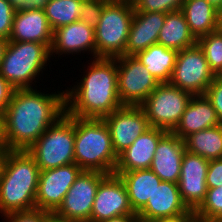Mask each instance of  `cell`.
Instances as JSON below:
<instances>
[{"instance_id":"1","label":"cell","mask_w":222,"mask_h":222,"mask_svg":"<svg viewBox=\"0 0 222 222\" xmlns=\"http://www.w3.org/2000/svg\"><path fill=\"white\" fill-rule=\"evenodd\" d=\"M34 88L15 89L6 108L3 120L8 150H27L65 114V90L49 94Z\"/></svg>"},{"instance_id":"2","label":"cell","mask_w":222,"mask_h":222,"mask_svg":"<svg viewBox=\"0 0 222 222\" xmlns=\"http://www.w3.org/2000/svg\"><path fill=\"white\" fill-rule=\"evenodd\" d=\"M91 58L79 82L65 89V113L103 119L122 107L118 95L116 58Z\"/></svg>"},{"instance_id":"3","label":"cell","mask_w":222,"mask_h":222,"mask_svg":"<svg viewBox=\"0 0 222 222\" xmlns=\"http://www.w3.org/2000/svg\"><path fill=\"white\" fill-rule=\"evenodd\" d=\"M40 169L27 150H8L0 164V215L36 208Z\"/></svg>"},{"instance_id":"4","label":"cell","mask_w":222,"mask_h":222,"mask_svg":"<svg viewBox=\"0 0 222 222\" xmlns=\"http://www.w3.org/2000/svg\"><path fill=\"white\" fill-rule=\"evenodd\" d=\"M74 160L82 170L114 174L118 156L103 119L75 117Z\"/></svg>"},{"instance_id":"5","label":"cell","mask_w":222,"mask_h":222,"mask_svg":"<svg viewBox=\"0 0 222 222\" xmlns=\"http://www.w3.org/2000/svg\"><path fill=\"white\" fill-rule=\"evenodd\" d=\"M50 59V49L45 44L8 41L0 64V75L14 89L33 88Z\"/></svg>"},{"instance_id":"6","label":"cell","mask_w":222,"mask_h":222,"mask_svg":"<svg viewBox=\"0 0 222 222\" xmlns=\"http://www.w3.org/2000/svg\"><path fill=\"white\" fill-rule=\"evenodd\" d=\"M134 16L132 3L108 0L95 30L96 58L125 55L130 25Z\"/></svg>"},{"instance_id":"7","label":"cell","mask_w":222,"mask_h":222,"mask_svg":"<svg viewBox=\"0 0 222 222\" xmlns=\"http://www.w3.org/2000/svg\"><path fill=\"white\" fill-rule=\"evenodd\" d=\"M75 117L66 113L27 149L40 171L75 163Z\"/></svg>"},{"instance_id":"8","label":"cell","mask_w":222,"mask_h":222,"mask_svg":"<svg viewBox=\"0 0 222 222\" xmlns=\"http://www.w3.org/2000/svg\"><path fill=\"white\" fill-rule=\"evenodd\" d=\"M192 96L170 83H160L140 107L151 127L171 132L179 123Z\"/></svg>"},{"instance_id":"9","label":"cell","mask_w":222,"mask_h":222,"mask_svg":"<svg viewBox=\"0 0 222 222\" xmlns=\"http://www.w3.org/2000/svg\"><path fill=\"white\" fill-rule=\"evenodd\" d=\"M107 174L83 170L53 213L59 222H89L99 183Z\"/></svg>"},{"instance_id":"10","label":"cell","mask_w":222,"mask_h":222,"mask_svg":"<svg viewBox=\"0 0 222 222\" xmlns=\"http://www.w3.org/2000/svg\"><path fill=\"white\" fill-rule=\"evenodd\" d=\"M215 77L204 51L196 43L194 46L178 51L169 83L192 95H204Z\"/></svg>"},{"instance_id":"11","label":"cell","mask_w":222,"mask_h":222,"mask_svg":"<svg viewBox=\"0 0 222 222\" xmlns=\"http://www.w3.org/2000/svg\"><path fill=\"white\" fill-rule=\"evenodd\" d=\"M116 63L120 102L140 106L160 83L135 55L116 57Z\"/></svg>"},{"instance_id":"12","label":"cell","mask_w":222,"mask_h":222,"mask_svg":"<svg viewBox=\"0 0 222 222\" xmlns=\"http://www.w3.org/2000/svg\"><path fill=\"white\" fill-rule=\"evenodd\" d=\"M82 171L76 163L40 171L36 209L54 213Z\"/></svg>"},{"instance_id":"13","label":"cell","mask_w":222,"mask_h":222,"mask_svg":"<svg viewBox=\"0 0 222 222\" xmlns=\"http://www.w3.org/2000/svg\"><path fill=\"white\" fill-rule=\"evenodd\" d=\"M114 152L118 156L151 126L140 106L123 105L104 117Z\"/></svg>"},{"instance_id":"14","label":"cell","mask_w":222,"mask_h":222,"mask_svg":"<svg viewBox=\"0 0 222 222\" xmlns=\"http://www.w3.org/2000/svg\"><path fill=\"white\" fill-rule=\"evenodd\" d=\"M137 214L131 208L127 189L118 175H107L98 185L89 222Z\"/></svg>"},{"instance_id":"15","label":"cell","mask_w":222,"mask_h":222,"mask_svg":"<svg viewBox=\"0 0 222 222\" xmlns=\"http://www.w3.org/2000/svg\"><path fill=\"white\" fill-rule=\"evenodd\" d=\"M208 165V159L185 151L178 186L182 201L189 209L196 210L205 199Z\"/></svg>"},{"instance_id":"16","label":"cell","mask_w":222,"mask_h":222,"mask_svg":"<svg viewBox=\"0 0 222 222\" xmlns=\"http://www.w3.org/2000/svg\"><path fill=\"white\" fill-rule=\"evenodd\" d=\"M83 51V52H82ZM85 52L96 58L95 30L81 21L61 26L53 31L50 56L81 55ZM54 54V55H52ZM66 54V55H65Z\"/></svg>"},{"instance_id":"17","label":"cell","mask_w":222,"mask_h":222,"mask_svg":"<svg viewBox=\"0 0 222 222\" xmlns=\"http://www.w3.org/2000/svg\"><path fill=\"white\" fill-rule=\"evenodd\" d=\"M167 132L162 128L150 127L142 133L130 147L118 155L114 172L150 169L157 144Z\"/></svg>"},{"instance_id":"18","label":"cell","mask_w":222,"mask_h":222,"mask_svg":"<svg viewBox=\"0 0 222 222\" xmlns=\"http://www.w3.org/2000/svg\"><path fill=\"white\" fill-rule=\"evenodd\" d=\"M185 151L184 140L172 132H167L157 144L150 169L162 181L178 183Z\"/></svg>"},{"instance_id":"19","label":"cell","mask_w":222,"mask_h":222,"mask_svg":"<svg viewBox=\"0 0 222 222\" xmlns=\"http://www.w3.org/2000/svg\"><path fill=\"white\" fill-rule=\"evenodd\" d=\"M52 39L53 30L49 25L44 10L15 12L8 41L36 42L45 44L50 49Z\"/></svg>"},{"instance_id":"20","label":"cell","mask_w":222,"mask_h":222,"mask_svg":"<svg viewBox=\"0 0 222 222\" xmlns=\"http://www.w3.org/2000/svg\"><path fill=\"white\" fill-rule=\"evenodd\" d=\"M166 13L134 12L130 25L125 55H136L151 45L157 44Z\"/></svg>"},{"instance_id":"21","label":"cell","mask_w":222,"mask_h":222,"mask_svg":"<svg viewBox=\"0 0 222 222\" xmlns=\"http://www.w3.org/2000/svg\"><path fill=\"white\" fill-rule=\"evenodd\" d=\"M187 206L180 196L178 183L161 181L147 204L137 213L138 218L157 221L185 212Z\"/></svg>"},{"instance_id":"22","label":"cell","mask_w":222,"mask_h":222,"mask_svg":"<svg viewBox=\"0 0 222 222\" xmlns=\"http://www.w3.org/2000/svg\"><path fill=\"white\" fill-rule=\"evenodd\" d=\"M221 124L211 102L205 95H193L179 123L171 131L184 140L192 133Z\"/></svg>"},{"instance_id":"23","label":"cell","mask_w":222,"mask_h":222,"mask_svg":"<svg viewBox=\"0 0 222 222\" xmlns=\"http://www.w3.org/2000/svg\"><path fill=\"white\" fill-rule=\"evenodd\" d=\"M181 11L196 39L222 27V14L206 0H184Z\"/></svg>"},{"instance_id":"24","label":"cell","mask_w":222,"mask_h":222,"mask_svg":"<svg viewBox=\"0 0 222 222\" xmlns=\"http://www.w3.org/2000/svg\"><path fill=\"white\" fill-rule=\"evenodd\" d=\"M114 174L124 182L131 208L135 213H138L147 204L162 181L151 169L114 172Z\"/></svg>"},{"instance_id":"25","label":"cell","mask_w":222,"mask_h":222,"mask_svg":"<svg viewBox=\"0 0 222 222\" xmlns=\"http://www.w3.org/2000/svg\"><path fill=\"white\" fill-rule=\"evenodd\" d=\"M197 39L190 32L181 10L166 13L165 22L160 30L157 44L181 51L194 46Z\"/></svg>"},{"instance_id":"26","label":"cell","mask_w":222,"mask_h":222,"mask_svg":"<svg viewBox=\"0 0 222 222\" xmlns=\"http://www.w3.org/2000/svg\"><path fill=\"white\" fill-rule=\"evenodd\" d=\"M178 51L155 44L135 56L159 83H169Z\"/></svg>"},{"instance_id":"27","label":"cell","mask_w":222,"mask_h":222,"mask_svg":"<svg viewBox=\"0 0 222 222\" xmlns=\"http://www.w3.org/2000/svg\"><path fill=\"white\" fill-rule=\"evenodd\" d=\"M185 149L205 159L222 158V124L192 133L184 139Z\"/></svg>"},{"instance_id":"28","label":"cell","mask_w":222,"mask_h":222,"mask_svg":"<svg viewBox=\"0 0 222 222\" xmlns=\"http://www.w3.org/2000/svg\"><path fill=\"white\" fill-rule=\"evenodd\" d=\"M82 2L83 0H49L44 13L52 30L79 21Z\"/></svg>"},{"instance_id":"29","label":"cell","mask_w":222,"mask_h":222,"mask_svg":"<svg viewBox=\"0 0 222 222\" xmlns=\"http://www.w3.org/2000/svg\"><path fill=\"white\" fill-rule=\"evenodd\" d=\"M210 69L217 75L222 70V27L197 39Z\"/></svg>"},{"instance_id":"30","label":"cell","mask_w":222,"mask_h":222,"mask_svg":"<svg viewBox=\"0 0 222 222\" xmlns=\"http://www.w3.org/2000/svg\"><path fill=\"white\" fill-rule=\"evenodd\" d=\"M196 215L216 221L222 220V186L208 188L204 201L195 210Z\"/></svg>"},{"instance_id":"31","label":"cell","mask_w":222,"mask_h":222,"mask_svg":"<svg viewBox=\"0 0 222 222\" xmlns=\"http://www.w3.org/2000/svg\"><path fill=\"white\" fill-rule=\"evenodd\" d=\"M184 0H135L132 4L134 12L168 13L181 10Z\"/></svg>"},{"instance_id":"32","label":"cell","mask_w":222,"mask_h":222,"mask_svg":"<svg viewBox=\"0 0 222 222\" xmlns=\"http://www.w3.org/2000/svg\"><path fill=\"white\" fill-rule=\"evenodd\" d=\"M2 220V222H54L55 218L53 213L35 208L7 214Z\"/></svg>"},{"instance_id":"33","label":"cell","mask_w":222,"mask_h":222,"mask_svg":"<svg viewBox=\"0 0 222 222\" xmlns=\"http://www.w3.org/2000/svg\"><path fill=\"white\" fill-rule=\"evenodd\" d=\"M108 0H83L79 21L93 28L99 23L104 4Z\"/></svg>"},{"instance_id":"34","label":"cell","mask_w":222,"mask_h":222,"mask_svg":"<svg viewBox=\"0 0 222 222\" xmlns=\"http://www.w3.org/2000/svg\"><path fill=\"white\" fill-rule=\"evenodd\" d=\"M15 11L7 0H0V37L9 40Z\"/></svg>"},{"instance_id":"35","label":"cell","mask_w":222,"mask_h":222,"mask_svg":"<svg viewBox=\"0 0 222 222\" xmlns=\"http://www.w3.org/2000/svg\"><path fill=\"white\" fill-rule=\"evenodd\" d=\"M204 95L211 102L222 124V78L216 76Z\"/></svg>"},{"instance_id":"36","label":"cell","mask_w":222,"mask_h":222,"mask_svg":"<svg viewBox=\"0 0 222 222\" xmlns=\"http://www.w3.org/2000/svg\"><path fill=\"white\" fill-rule=\"evenodd\" d=\"M206 185L207 189L222 186V158L209 160Z\"/></svg>"},{"instance_id":"37","label":"cell","mask_w":222,"mask_h":222,"mask_svg":"<svg viewBox=\"0 0 222 222\" xmlns=\"http://www.w3.org/2000/svg\"><path fill=\"white\" fill-rule=\"evenodd\" d=\"M15 12L44 10L49 0H7Z\"/></svg>"},{"instance_id":"38","label":"cell","mask_w":222,"mask_h":222,"mask_svg":"<svg viewBox=\"0 0 222 222\" xmlns=\"http://www.w3.org/2000/svg\"><path fill=\"white\" fill-rule=\"evenodd\" d=\"M13 86L0 75V116H4L6 108L14 92Z\"/></svg>"},{"instance_id":"39","label":"cell","mask_w":222,"mask_h":222,"mask_svg":"<svg viewBox=\"0 0 222 222\" xmlns=\"http://www.w3.org/2000/svg\"><path fill=\"white\" fill-rule=\"evenodd\" d=\"M195 215V210L188 208L185 212L174 216L161 218L155 222H189Z\"/></svg>"},{"instance_id":"40","label":"cell","mask_w":222,"mask_h":222,"mask_svg":"<svg viewBox=\"0 0 222 222\" xmlns=\"http://www.w3.org/2000/svg\"><path fill=\"white\" fill-rule=\"evenodd\" d=\"M137 219H138L137 214H126V215L112 217L110 219H106L101 222H136Z\"/></svg>"},{"instance_id":"41","label":"cell","mask_w":222,"mask_h":222,"mask_svg":"<svg viewBox=\"0 0 222 222\" xmlns=\"http://www.w3.org/2000/svg\"><path fill=\"white\" fill-rule=\"evenodd\" d=\"M7 151L8 147L4 136V120L3 117L0 116V153L4 155Z\"/></svg>"},{"instance_id":"42","label":"cell","mask_w":222,"mask_h":222,"mask_svg":"<svg viewBox=\"0 0 222 222\" xmlns=\"http://www.w3.org/2000/svg\"><path fill=\"white\" fill-rule=\"evenodd\" d=\"M7 43H8V40L0 37V64L3 59V54H4L5 48L7 46Z\"/></svg>"},{"instance_id":"43","label":"cell","mask_w":222,"mask_h":222,"mask_svg":"<svg viewBox=\"0 0 222 222\" xmlns=\"http://www.w3.org/2000/svg\"><path fill=\"white\" fill-rule=\"evenodd\" d=\"M222 14V0H206Z\"/></svg>"},{"instance_id":"44","label":"cell","mask_w":222,"mask_h":222,"mask_svg":"<svg viewBox=\"0 0 222 222\" xmlns=\"http://www.w3.org/2000/svg\"><path fill=\"white\" fill-rule=\"evenodd\" d=\"M189 222H219V221L207 219V218H203L198 215H195Z\"/></svg>"},{"instance_id":"45","label":"cell","mask_w":222,"mask_h":222,"mask_svg":"<svg viewBox=\"0 0 222 222\" xmlns=\"http://www.w3.org/2000/svg\"><path fill=\"white\" fill-rule=\"evenodd\" d=\"M136 222H155V221H146V220L138 218Z\"/></svg>"},{"instance_id":"46","label":"cell","mask_w":222,"mask_h":222,"mask_svg":"<svg viewBox=\"0 0 222 222\" xmlns=\"http://www.w3.org/2000/svg\"><path fill=\"white\" fill-rule=\"evenodd\" d=\"M120 1L128 2V3H133L135 0H120Z\"/></svg>"},{"instance_id":"47","label":"cell","mask_w":222,"mask_h":222,"mask_svg":"<svg viewBox=\"0 0 222 222\" xmlns=\"http://www.w3.org/2000/svg\"><path fill=\"white\" fill-rule=\"evenodd\" d=\"M216 76L222 78V70Z\"/></svg>"},{"instance_id":"48","label":"cell","mask_w":222,"mask_h":222,"mask_svg":"<svg viewBox=\"0 0 222 222\" xmlns=\"http://www.w3.org/2000/svg\"><path fill=\"white\" fill-rule=\"evenodd\" d=\"M2 157H3V154L0 153V164H1Z\"/></svg>"}]
</instances>
